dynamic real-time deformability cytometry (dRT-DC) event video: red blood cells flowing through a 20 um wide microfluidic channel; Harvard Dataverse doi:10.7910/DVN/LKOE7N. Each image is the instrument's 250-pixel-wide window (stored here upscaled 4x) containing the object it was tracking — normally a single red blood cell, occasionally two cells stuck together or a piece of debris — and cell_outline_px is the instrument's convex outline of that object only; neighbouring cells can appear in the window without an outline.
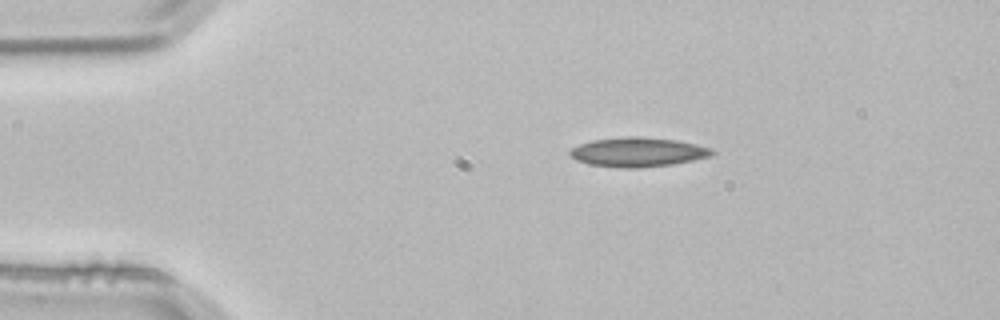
{"species": "common noctule bat (a hibernating species)", "species_latin": "Nyctalus noctula", "temperature_condition": "room temperature", "stored_images_in_passage": 2, "camera_frame_rate_fps": 3000, "um_per_image_px": 0.085, "animal": {"sex": "male", "body_mass_g": 21.5, "forearm_length_mm": 52.0}, "frame": {"image": 1, "passage_image": 1, "time_ms": 0.0, "image_size_px": [1000, 320], "cell_outline_px": [[716, 152], [712, 156], [672, 164], [636, 168], [624, 168], [588, 164], [576, 160], [568, 152], [572, 148], [580, 144], [592, 140], [628, 136], [636, 136], [676, 140], [696, 144], [712, 148]], "centroid_in_image_um": [54.24, 12.92], "position_along_channel_um": 30.8, "area_um2": 24.22}}